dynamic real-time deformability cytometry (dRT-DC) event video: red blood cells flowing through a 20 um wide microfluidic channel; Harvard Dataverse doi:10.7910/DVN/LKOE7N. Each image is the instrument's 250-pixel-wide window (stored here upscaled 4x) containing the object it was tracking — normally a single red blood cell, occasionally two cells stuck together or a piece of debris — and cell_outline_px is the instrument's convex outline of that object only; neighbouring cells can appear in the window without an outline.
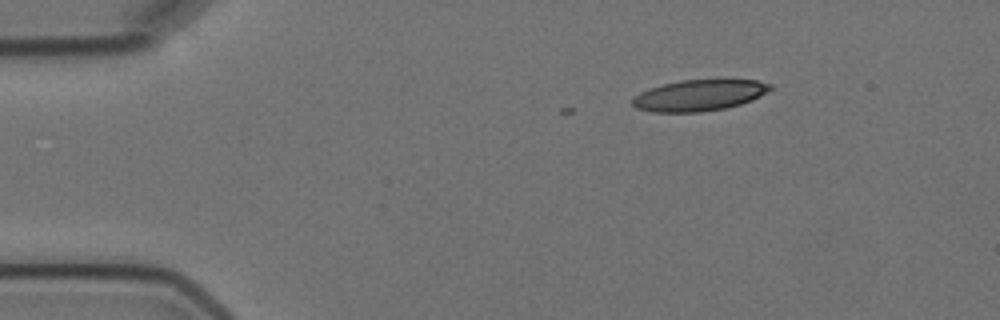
{"species": "Egyptian fruit bat (a non-hibernating species)", "species_latin": "Rousettus aegyptiacus", "temperature_condition": "cold", "stored_images_in_passage": 4, "camera_frame_rate_fps": 3000, "um_per_image_px": 0.085, "animal": {"sex": "female"}, "frame": {"image": 1, "passage_image": 2, "time_ms": 1.333, "image_size_px": [1000, 320], "cell_outline_px": [[772, 88], [768, 92], [752, 100], [740, 104], [724, 108], [700, 112], [652, 112], [636, 108], [632, 104], [632, 100], [640, 92], [664, 84], [680, 80], [756, 80], [772, 84]], "centroid_in_image_um": [59.45, 8.1], "position_along_channel_um": 25.6, "area_um2": 24.8}}
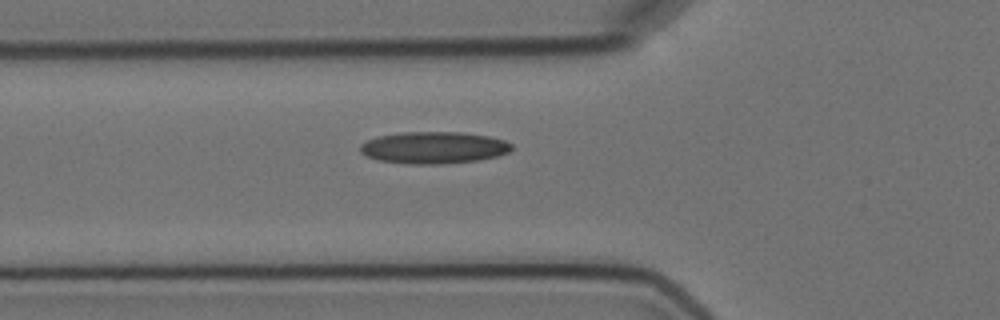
{"frame": {"image": 2, "passage_image": 4, "time_ms": 5.0, "image_size_px": [1000, 320], "cell_outline_px": [[512, 148], [508, 152], [496, 156], [480, 160], [440, 164], [408, 164], [380, 160], [368, 156], [360, 152], [360, 144], [376, 136], [404, 132], [460, 132], [488, 136], [504, 140], [512, 144]], "centroid_in_image_um": [36.86, 12.55], "position_along_channel_um": 88.9, "area_um2": 28.09}}